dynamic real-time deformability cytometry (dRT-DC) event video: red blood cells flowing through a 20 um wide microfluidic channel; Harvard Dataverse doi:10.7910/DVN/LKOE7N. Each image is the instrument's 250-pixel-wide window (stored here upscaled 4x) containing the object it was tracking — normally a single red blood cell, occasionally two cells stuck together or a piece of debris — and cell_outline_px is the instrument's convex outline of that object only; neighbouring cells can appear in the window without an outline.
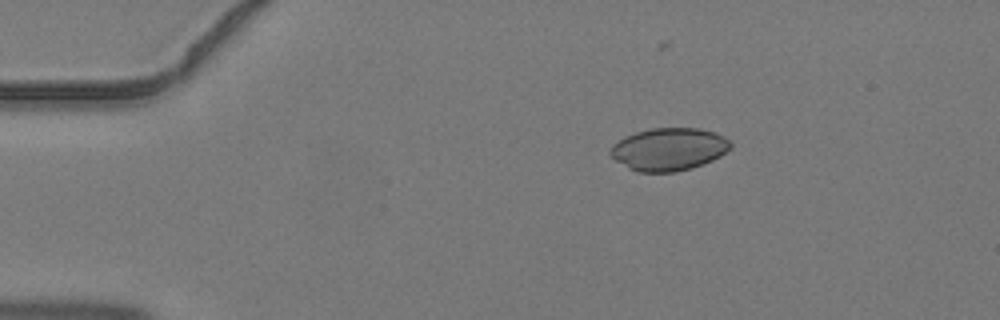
{"species": "common noctule bat (a hibernating species)", "species_latin": "Nyctalus noctula", "temperature_condition": "warm", "stored_images_in_passage": 2, "camera_frame_rate_fps": 3000, "um_per_image_px": 0.085, "animal": {"sex": "male", "body_mass_g": 19.2, "forearm_length_mm": 51.8}, "frame": {"image": 1, "passage_image": 2, "time_ms": 0.333, "image_size_px": [1000, 320], "cell_outline_px": [[732, 148], [720, 156], [712, 160], [692, 168], [676, 172], [636, 172], [628, 168], [616, 160], [608, 152], [624, 136], [636, 132], [652, 128], [696, 128], [716, 132], [728, 140], [732, 144]], "centroid_in_image_um": [56.87, 12.69], "position_along_channel_um": 28.1, "area_um2": 29.77}}